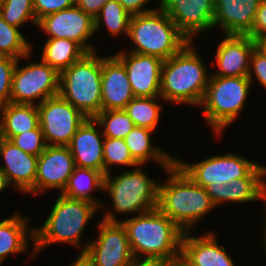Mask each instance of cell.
Masks as SVG:
<instances>
[{
    "mask_svg": "<svg viewBox=\"0 0 266 266\" xmlns=\"http://www.w3.org/2000/svg\"><path fill=\"white\" fill-rule=\"evenodd\" d=\"M103 220L122 223L135 257H158L170 263L181 255L184 232L158 208L123 221L109 211Z\"/></svg>",
    "mask_w": 266,
    "mask_h": 266,
    "instance_id": "1",
    "label": "cell"
},
{
    "mask_svg": "<svg viewBox=\"0 0 266 266\" xmlns=\"http://www.w3.org/2000/svg\"><path fill=\"white\" fill-rule=\"evenodd\" d=\"M169 176L158 186L157 208L184 233L216 206L204 187L196 184L175 162L164 170Z\"/></svg>",
    "mask_w": 266,
    "mask_h": 266,
    "instance_id": "2",
    "label": "cell"
},
{
    "mask_svg": "<svg viewBox=\"0 0 266 266\" xmlns=\"http://www.w3.org/2000/svg\"><path fill=\"white\" fill-rule=\"evenodd\" d=\"M192 42L189 41L177 54L163 61L160 97L171 104L200 106L205 96L208 71Z\"/></svg>",
    "mask_w": 266,
    "mask_h": 266,
    "instance_id": "3",
    "label": "cell"
},
{
    "mask_svg": "<svg viewBox=\"0 0 266 266\" xmlns=\"http://www.w3.org/2000/svg\"><path fill=\"white\" fill-rule=\"evenodd\" d=\"M97 211L98 207L90 202L69 199L60 194L45 223L34 229L32 255L49 244L68 242L81 248V256L84 253V246L80 243L82 232Z\"/></svg>",
    "mask_w": 266,
    "mask_h": 266,
    "instance_id": "4",
    "label": "cell"
},
{
    "mask_svg": "<svg viewBox=\"0 0 266 266\" xmlns=\"http://www.w3.org/2000/svg\"><path fill=\"white\" fill-rule=\"evenodd\" d=\"M128 37L136 47L132 53L167 60L177 54L189 40L160 7L131 16Z\"/></svg>",
    "mask_w": 266,
    "mask_h": 266,
    "instance_id": "5",
    "label": "cell"
},
{
    "mask_svg": "<svg viewBox=\"0 0 266 266\" xmlns=\"http://www.w3.org/2000/svg\"><path fill=\"white\" fill-rule=\"evenodd\" d=\"M102 58L86 53L60 73L59 95L87 118L101 111Z\"/></svg>",
    "mask_w": 266,
    "mask_h": 266,
    "instance_id": "6",
    "label": "cell"
},
{
    "mask_svg": "<svg viewBox=\"0 0 266 266\" xmlns=\"http://www.w3.org/2000/svg\"><path fill=\"white\" fill-rule=\"evenodd\" d=\"M252 83L248 77H209L205 96L204 117L216 135L231 125L242 111Z\"/></svg>",
    "mask_w": 266,
    "mask_h": 266,
    "instance_id": "7",
    "label": "cell"
},
{
    "mask_svg": "<svg viewBox=\"0 0 266 266\" xmlns=\"http://www.w3.org/2000/svg\"><path fill=\"white\" fill-rule=\"evenodd\" d=\"M140 166L114 177L111 173L105 175L103 191L107 190L112 198V211L143 214L157 208L159 183L148 177Z\"/></svg>",
    "mask_w": 266,
    "mask_h": 266,
    "instance_id": "8",
    "label": "cell"
},
{
    "mask_svg": "<svg viewBox=\"0 0 266 266\" xmlns=\"http://www.w3.org/2000/svg\"><path fill=\"white\" fill-rule=\"evenodd\" d=\"M19 60L13 72L10 102L35 105L38 98V105L59 94L60 73L55 68L42 60L20 68Z\"/></svg>",
    "mask_w": 266,
    "mask_h": 266,
    "instance_id": "9",
    "label": "cell"
},
{
    "mask_svg": "<svg viewBox=\"0 0 266 266\" xmlns=\"http://www.w3.org/2000/svg\"><path fill=\"white\" fill-rule=\"evenodd\" d=\"M39 125L49 146H68L87 117L59 94L37 105Z\"/></svg>",
    "mask_w": 266,
    "mask_h": 266,
    "instance_id": "10",
    "label": "cell"
},
{
    "mask_svg": "<svg viewBox=\"0 0 266 266\" xmlns=\"http://www.w3.org/2000/svg\"><path fill=\"white\" fill-rule=\"evenodd\" d=\"M98 225V236L83 245L82 258L90 266H129L134 256L122 223L102 220Z\"/></svg>",
    "mask_w": 266,
    "mask_h": 266,
    "instance_id": "11",
    "label": "cell"
},
{
    "mask_svg": "<svg viewBox=\"0 0 266 266\" xmlns=\"http://www.w3.org/2000/svg\"><path fill=\"white\" fill-rule=\"evenodd\" d=\"M175 163L196 184L204 188L213 183L227 184L244 178L258 165L233 153L215 155L192 164L175 158Z\"/></svg>",
    "mask_w": 266,
    "mask_h": 266,
    "instance_id": "12",
    "label": "cell"
},
{
    "mask_svg": "<svg viewBox=\"0 0 266 266\" xmlns=\"http://www.w3.org/2000/svg\"><path fill=\"white\" fill-rule=\"evenodd\" d=\"M37 26L49 38H66L78 43L87 53L96 51L87 43L95 34L94 19L76 5L41 18Z\"/></svg>",
    "mask_w": 266,
    "mask_h": 266,
    "instance_id": "13",
    "label": "cell"
},
{
    "mask_svg": "<svg viewBox=\"0 0 266 266\" xmlns=\"http://www.w3.org/2000/svg\"><path fill=\"white\" fill-rule=\"evenodd\" d=\"M159 7L189 41L195 33L213 28L214 0H160Z\"/></svg>",
    "mask_w": 266,
    "mask_h": 266,
    "instance_id": "14",
    "label": "cell"
},
{
    "mask_svg": "<svg viewBox=\"0 0 266 266\" xmlns=\"http://www.w3.org/2000/svg\"><path fill=\"white\" fill-rule=\"evenodd\" d=\"M75 167V161L68 146L48 145L38 156L33 194L51 188H57L62 193Z\"/></svg>",
    "mask_w": 266,
    "mask_h": 266,
    "instance_id": "15",
    "label": "cell"
},
{
    "mask_svg": "<svg viewBox=\"0 0 266 266\" xmlns=\"http://www.w3.org/2000/svg\"><path fill=\"white\" fill-rule=\"evenodd\" d=\"M114 56L124 65L135 97L160 96L162 59L123 50Z\"/></svg>",
    "mask_w": 266,
    "mask_h": 266,
    "instance_id": "16",
    "label": "cell"
},
{
    "mask_svg": "<svg viewBox=\"0 0 266 266\" xmlns=\"http://www.w3.org/2000/svg\"><path fill=\"white\" fill-rule=\"evenodd\" d=\"M266 167L258 164L246 177L232 180L227 184L213 183L205 187L215 204L225 202L243 203L256 200L266 202Z\"/></svg>",
    "mask_w": 266,
    "mask_h": 266,
    "instance_id": "17",
    "label": "cell"
},
{
    "mask_svg": "<svg viewBox=\"0 0 266 266\" xmlns=\"http://www.w3.org/2000/svg\"><path fill=\"white\" fill-rule=\"evenodd\" d=\"M256 46L257 42L248 35H224L214 55L219 71L212 76L248 77L250 57Z\"/></svg>",
    "mask_w": 266,
    "mask_h": 266,
    "instance_id": "18",
    "label": "cell"
},
{
    "mask_svg": "<svg viewBox=\"0 0 266 266\" xmlns=\"http://www.w3.org/2000/svg\"><path fill=\"white\" fill-rule=\"evenodd\" d=\"M134 97L124 65L114 55L102 58L101 111L124 109Z\"/></svg>",
    "mask_w": 266,
    "mask_h": 266,
    "instance_id": "19",
    "label": "cell"
},
{
    "mask_svg": "<svg viewBox=\"0 0 266 266\" xmlns=\"http://www.w3.org/2000/svg\"><path fill=\"white\" fill-rule=\"evenodd\" d=\"M5 166L0 169L5 173L10 184L23 193H32L35 185L38 157L24 152L9 139L3 138L0 144V157Z\"/></svg>",
    "mask_w": 266,
    "mask_h": 266,
    "instance_id": "20",
    "label": "cell"
},
{
    "mask_svg": "<svg viewBox=\"0 0 266 266\" xmlns=\"http://www.w3.org/2000/svg\"><path fill=\"white\" fill-rule=\"evenodd\" d=\"M96 125L94 118H87L72 137L68 147L77 167L94 169L104 174V135L97 130Z\"/></svg>",
    "mask_w": 266,
    "mask_h": 266,
    "instance_id": "21",
    "label": "cell"
},
{
    "mask_svg": "<svg viewBox=\"0 0 266 266\" xmlns=\"http://www.w3.org/2000/svg\"><path fill=\"white\" fill-rule=\"evenodd\" d=\"M262 0H214L213 27L220 24L224 35H247Z\"/></svg>",
    "mask_w": 266,
    "mask_h": 266,
    "instance_id": "22",
    "label": "cell"
},
{
    "mask_svg": "<svg viewBox=\"0 0 266 266\" xmlns=\"http://www.w3.org/2000/svg\"><path fill=\"white\" fill-rule=\"evenodd\" d=\"M181 256L192 266H235L232 258L220 247L216 235L211 231L194 237L190 232L183 233Z\"/></svg>",
    "mask_w": 266,
    "mask_h": 266,
    "instance_id": "23",
    "label": "cell"
},
{
    "mask_svg": "<svg viewBox=\"0 0 266 266\" xmlns=\"http://www.w3.org/2000/svg\"><path fill=\"white\" fill-rule=\"evenodd\" d=\"M0 129L3 138L11 139L39 125L37 105L9 102L0 106Z\"/></svg>",
    "mask_w": 266,
    "mask_h": 266,
    "instance_id": "24",
    "label": "cell"
},
{
    "mask_svg": "<svg viewBox=\"0 0 266 266\" xmlns=\"http://www.w3.org/2000/svg\"><path fill=\"white\" fill-rule=\"evenodd\" d=\"M153 131L148 128L134 126L124 138V141L129 148L131 156L139 165H144L151 159L165 170L175 162V157L152 145L150 135Z\"/></svg>",
    "mask_w": 266,
    "mask_h": 266,
    "instance_id": "25",
    "label": "cell"
},
{
    "mask_svg": "<svg viewBox=\"0 0 266 266\" xmlns=\"http://www.w3.org/2000/svg\"><path fill=\"white\" fill-rule=\"evenodd\" d=\"M28 219L18 212L0 222V265L11 253L27 252V238L34 242V229H27Z\"/></svg>",
    "mask_w": 266,
    "mask_h": 266,
    "instance_id": "26",
    "label": "cell"
},
{
    "mask_svg": "<svg viewBox=\"0 0 266 266\" xmlns=\"http://www.w3.org/2000/svg\"><path fill=\"white\" fill-rule=\"evenodd\" d=\"M104 177L101 171L76 166L61 194L66 198L84 200L101 208L103 206L101 202L94 199L90 192L93 188L103 191Z\"/></svg>",
    "mask_w": 266,
    "mask_h": 266,
    "instance_id": "27",
    "label": "cell"
},
{
    "mask_svg": "<svg viewBox=\"0 0 266 266\" xmlns=\"http://www.w3.org/2000/svg\"><path fill=\"white\" fill-rule=\"evenodd\" d=\"M44 45L41 60L59 73L87 53L78 43L66 38H49Z\"/></svg>",
    "mask_w": 266,
    "mask_h": 266,
    "instance_id": "28",
    "label": "cell"
},
{
    "mask_svg": "<svg viewBox=\"0 0 266 266\" xmlns=\"http://www.w3.org/2000/svg\"><path fill=\"white\" fill-rule=\"evenodd\" d=\"M159 97H134L123 110L135 126L155 131L161 112V105L156 101Z\"/></svg>",
    "mask_w": 266,
    "mask_h": 266,
    "instance_id": "29",
    "label": "cell"
},
{
    "mask_svg": "<svg viewBox=\"0 0 266 266\" xmlns=\"http://www.w3.org/2000/svg\"><path fill=\"white\" fill-rule=\"evenodd\" d=\"M0 56L15 59L31 57V44L19 28L9 25L0 14Z\"/></svg>",
    "mask_w": 266,
    "mask_h": 266,
    "instance_id": "30",
    "label": "cell"
},
{
    "mask_svg": "<svg viewBox=\"0 0 266 266\" xmlns=\"http://www.w3.org/2000/svg\"><path fill=\"white\" fill-rule=\"evenodd\" d=\"M131 15L123 8L118 0H109L102 7L99 15L94 19L95 32L99 30L101 24H105L108 32L112 36H117L125 32L128 36Z\"/></svg>",
    "mask_w": 266,
    "mask_h": 266,
    "instance_id": "31",
    "label": "cell"
},
{
    "mask_svg": "<svg viewBox=\"0 0 266 266\" xmlns=\"http://www.w3.org/2000/svg\"><path fill=\"white\" fill-rule=\"evenodd\" d=\"M104 137L124 139L135 126L123 109L100 111L95 117Z\"/></svg>",
    "mask_w": 266,
    "mask_h": 266,
    "instance_id": "32",
    "label": "cell"
},
{
    "mask_svg": "<svg viewBox=\"0 0 266 266\" xmlns=\"http://www.w3.org/2000/svg\"><path fill=\"white\" fill-rule=\"evenodd\" d=\"M0 14L12 26L19 28L26 21L37 25L33 0H3L0 2Z\"/></svg>",
    "mask_w": 266,
    "mask_h": 266,
    "instance_id": "33",
    "label": "cell"
},
{
    "mask_svg": "<svg viewBox=\"0 0 266 266\" xmlns=\"http://www.w3.org/2000/svg\"><path fill=\"white\" fill-rule=\"evenodd\" d=\"M104 175L110 174V166L121 164L123 166H135L139 164L130 154L124 139L104 137L103 144Z\"/></svg>",
    "mask_w": 266,
    "mask_h": 266,
    "instance_id": "34",
    "label": "cell"
},
{
    "mask_svg": "<svg viewBox=\"0 0 266 266\" xmlns=\"http://www.w3.org/2000/svg\"><path fill=\"white\" fill-rule=\"evenodd\" d=\"M10 141L26 153L39 156L48 146L40 125L20 135L13 136Z\"/></svg>",
    "mask_w": 266,
    "mask_h": 266,
    "instance_id": "35",
    "label": "cell"
},
{
    "mask_svg": "<svg viewBox=\"0 0 266 266\" xmlns=\"http://www.w3.org/2000/svg\"><path fill=\"white\" fill-rule=\"evenodd\" d=\"M17 60L9 56H0V106L10 102L12 77Z\"/></svg>",
    "mask_w": 266,
    "mask_h": 266,
    "instance_id": "36",
    "label": "cell"
},
{
    "mask_svg": "<svg viewBox=\"0 0 266 266\" xmlns=\"http://www.w3.org/2000/svg\"><path fill=\"white\" fill-rule=\"evenodd\" d=\"M75 0H33V7L37 22L50 14L70 8Z\"/></svg>",
    "mask_w": 266,
    "mask_h": 266,
    "instance_id": "37",
    "label": "cell"
},
{
    "mask_svg": "<svg viewBox=\"0 0 266 266\" xmlns=\"http://www.w3.org/2000/svg\"><path fill=\"white\" fill-rule=\"evenodd\" d=\"M253 75L256 76L258 82L266 88V53L258 46L253 50L250 57V69L248 78L253 83Z\"/></svg>",
    "mask_w": 266,
    "mask_h": 266,
    "instance_id": "38",
    "label": "cell"
},
{
    "mask_svg": "<svg viewBox=\"0 0 266 266\" xmlns=\"http://www.w3.org/2000/svg\"><path fill=\"white\" fill-rule=\"evenodd\" d=\"M256 42L266 35V0H262L255 14L252 30L247 34Z\"/></svg>",
    "mask_w": 266,
    "mask_h": 266,
    "instance_id": "39",
    "label": "cell"
},
{
    "mask_svg": "<svg viewBox=\"0 0 266 266\" xmlns=\"http://www.w3.org/2000/svg\"><path fill=\"white\" fill-rule=\"evenodd\" d=\"M109 0H75V5L95 19Z\"/></svg>",
    "mask_w": 266,
    "mask_h": 266,
    "instance_id": "40",
    "label": "cell"
},
{
    "mask_svg": "<svg viewBox=\"0 0 266 266\" xmlns=\"http://www.w3.org/2000/svg\"><path fill=\"white\" fill-rule=\"evenodd\" d=\"M150 0H118V2L123 6V8L131 15H138L141 13H146L149 11L156 10L158 8H144L145 4ZM160 4V0H159Z\"/></svg>",
    "mask_w": 266,
    "mask_h": 266,
    "instance_id": "41",
    "label": "cell"
},
{
    "mask_svg": "<svg viewBox=\"0 0 266 266\" xmlns=\"http://www.w3.org/2000/svg\"><path fill=\"white\" fill-rule=\"evenodd\" d=\"M169 262L158 257H133L129 266H169Z\"/></svg>",
    "mask_w": 266,
    "mask_h": 266,
    "instance_id": "42",
    "label": "cell"
},
{
    "mask_svg": "<svg viewBox=\"0 0 266 266\" xmlns=\"http://www.w3.org/2000/svg\"><path fill=\"white\" fill-rule=\"evenodd\" d=\"M169 266H192L181 255L170 262Z\"/></svg>",
    "mask_w": 266,
    "mask_h": 266,
    "instance_id": "43",
    "label": "cell"
},
{
    "mask_svg": "<svg viewBox=\"0 0 266 266\" xmlns=\"http://www.w3.org/2000/svg\"><path fill=\"white\" fill-rule=\"evenodd\" d=\"M10 185L5 173L0 169V192Z\"/></svg>",
    "mask_w": 266,
    "mask_h": 266,
    "instance_id": "44",
    "label": "cell"
},
{
    "mask_svg": "<svg viewBox=\"0 0 266 266\" xmlns=\"http://www.w3.org/2000/svg\"><path fill=\"white\" fill-rule=\"evenodd\" d=\"M69 266H90V265L82 258V256H77V258Z\"/></svg>",
    "mask_w": 266,
    "mask_h": 266,
    "instance_id": "45",
    "label": "cell"
},
{
    "mask_svg": "<svg viewBox=\"0 0 266 266\" xmlns=\"http://www.w3.org/2000/svg\"><path fill=\"white\" fill-rule=\"evenodd\" d=\"M257 46L266 53V35L257 41Z\"/></svg>",
    "mask_w": 266,
    "mask_h": 266,
    "instance_id": "46",
    "label": "cell"
},
{
    "mask_svg": "<svg viewBox=\"0 0 266 266\" xmlns=\"http://www.w3.org/2000/svg\"><path fill=\"white\" fill-rule=\"evenodd\" d=\"M265 222H266V221H265ZM264 227H265V231H266V224H265ZM264 236H265V237H264V241H265L264 243H265V249H266V232H264Z\"/></svg>",
    "mask_w": 266,
    "mask_h": 266,
    "instance_id": "47",
    "label": "cell"
},
{
    "mask_svg": "<svg viewBox=\"0 0 266 266\" xmlns=\"http://www.w3.org/2000/svg\"><path fill=\"white\" fill-rule=\"evenodd\" d=\"M2 140H3V134L1 133V129H0V144H1Z\"/></svg>",
    "mask_w": 266,
    "mask_h": 266,
    "instance_id": "48",
    "label": "cell"
}]
</instances>
